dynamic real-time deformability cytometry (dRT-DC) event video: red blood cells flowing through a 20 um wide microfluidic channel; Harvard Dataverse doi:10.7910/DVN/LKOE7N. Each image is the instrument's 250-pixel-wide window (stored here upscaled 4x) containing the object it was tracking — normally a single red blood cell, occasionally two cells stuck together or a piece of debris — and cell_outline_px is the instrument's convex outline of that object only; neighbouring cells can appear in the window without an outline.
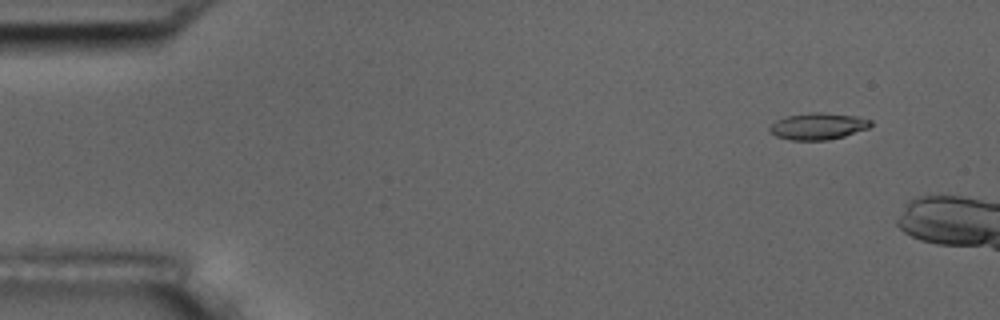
{"species": "common noctule bat (a hibernating species)", "species_latin": "Nyctalus noctula", "temperature_condition": "room temperature", "stored_images_in_passage": 6, "camera_frame_rate_fps": 3000, "um_per_image_px": 0.085, "animal": {"sex": "male", "body_mass_g": 17.5, "forearm_length_mm": 52.3}, "frame": {"image": 1, "passage_image": 2, "time_ms": 1.0, "image_size_px": [1000, 320], "cell_outline_px": [[872, 124], [868, 128], [844, 136], [828, 140], [792, 140], [776, 136], [768, 128], [776, 120], [784, 116], [812, 112], [824, 112], [860, 116], [872, 120]], "centroid_in_image_um": [69.56, 10.71], "position_along_channel_um": 15.4, "area_um2": 15.84}}